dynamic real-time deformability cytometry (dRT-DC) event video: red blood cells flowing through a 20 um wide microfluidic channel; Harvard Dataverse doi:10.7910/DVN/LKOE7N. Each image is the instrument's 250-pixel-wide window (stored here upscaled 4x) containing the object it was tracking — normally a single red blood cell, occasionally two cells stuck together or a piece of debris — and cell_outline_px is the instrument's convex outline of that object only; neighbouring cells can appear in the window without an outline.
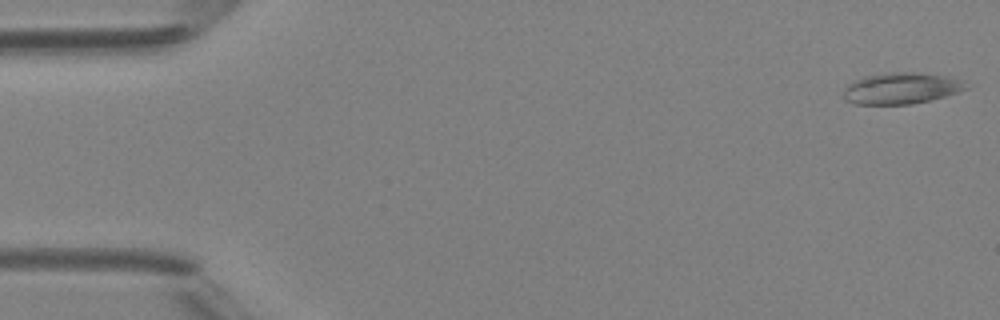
{"species": "Egyptian fruit bat (a non-hibernating species)", "species_latin": "Rousettus aegyptiacus", "temperature_condition": "room temperature", "stored_images_in_passage": 48, "camera_frame_rate_fps": 3000, "um_per_image_px": 0.085, "animal": {"sex": "female"}, "frame": {"image": 1, "passage_image": 1, "time_ms": 0.0, "image_size_px": [1000, 320], "cell_outline_px": [[968, 88], [960, 92], [912, 104], [852, 104], [844, 100], [844, 88], [848, 84], [864, 76], [888, 72], [920, 72], [952, 76], [964, 80]], "centroid_in_image_um": [76.63, 7.49], "position_along_channel_um": 8.4, "area_um2": 22.66}}
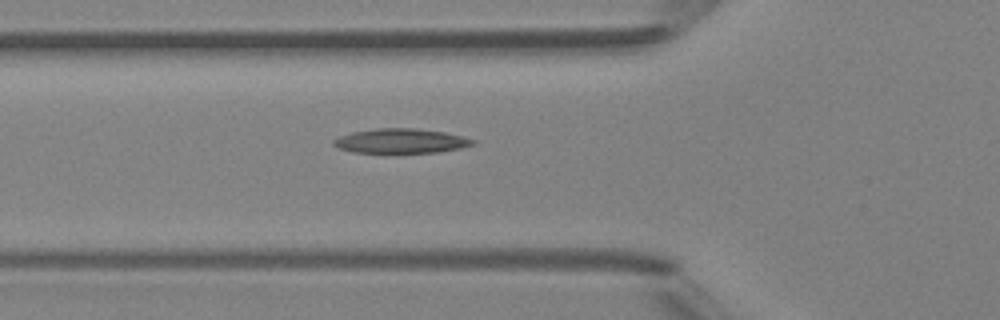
{"frame": {"image": 2, "passage_image": 17, "time_ms": 5.333, "image_size_px": [1000, 320], "cell_outline_px": [[476, 144], [460, 148], [440, 152], [352, 152], [340, 148], [332, 144], [332, 140], [340, 136], [352, 132], [376, 128], [412, 128], [444, 132], [464, 136], [476, 140]], "centroid_in_image_um": [34.1, 11.97], "position_along_channel_um": 91.7, "area_um2": 19.83}}
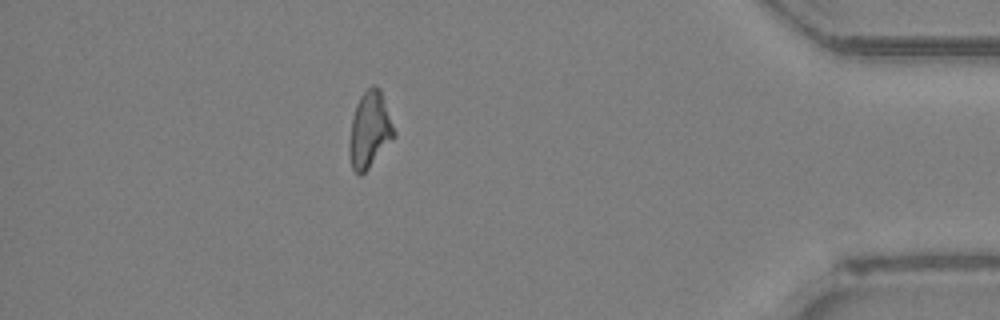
{"frame": {"image": 3, "passage_image": 42, "time_ms": 13.667, "image_size_px": [1000, 320], "cell_outline_px": [[396, 136], [368, 168], [360, 176], [352, 168], [348, 152], [348, 144], [352, 120], [356, 104], [360, 96], [372, 84], [376, 84], [380, 88], [396, 132]], "centroid_in_image_um": [31.42, 11.02], "position_along_channel_um": 403.8, "area_um2": 19.88}}